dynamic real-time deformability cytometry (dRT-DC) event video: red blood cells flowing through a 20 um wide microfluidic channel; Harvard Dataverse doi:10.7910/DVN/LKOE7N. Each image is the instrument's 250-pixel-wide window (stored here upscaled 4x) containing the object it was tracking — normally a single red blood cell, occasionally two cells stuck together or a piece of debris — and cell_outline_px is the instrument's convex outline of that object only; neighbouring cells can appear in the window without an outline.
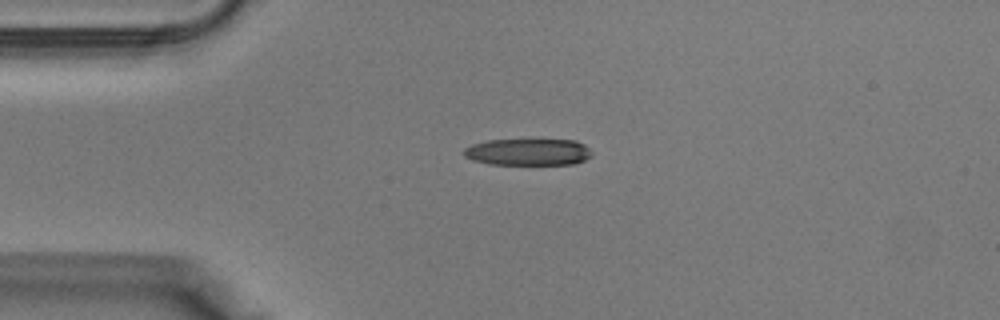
{"species": "Egyptian fruit bat (a non-hibernating species)", "species_latin": "Rousettus aegyptiacus", "temperature_condition": "warm", "stored_images_in_passage": 31, "camera_frame_rate_fps": 3000, "um_per_image_px": 0.085, "animal": {"sex": "male"}, "frame": {"image": 1, "passage_image": 1, "time_ms": 0.0, "image_size_px": [1000, 320], "cell_outline_px": [[592, 156], [584, 160], [572, 164], [488, 164], [472, 160], [464, 156], [464, 148], [472, 144], [484, 140], [576, 140], [584, 144], [592, 152]], "centroid_in_image_um": [44.87, 12.92], "position_along_channel_um": 40.1, "area_um2": 20.0}}
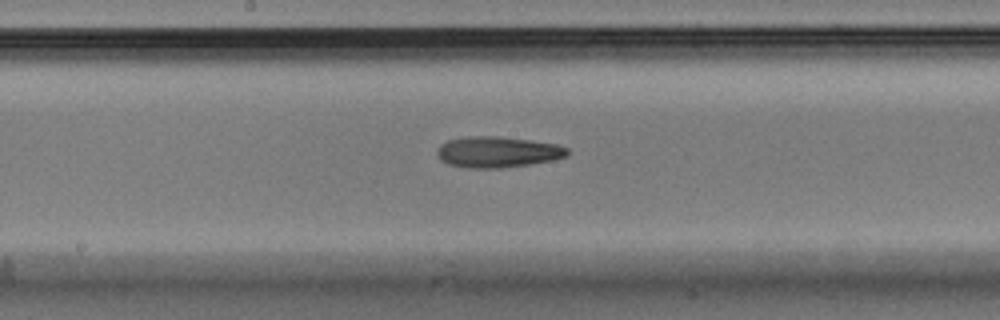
{"frame": {"image": 2, "passage_image": 12, "time_ms": 3.667, "image_size_px": [1000, 320], "cell_outline_px": [[568, 152], [564, 156], [552, 160], [528, 164], [500, 168], [468, 168], [448, 164], [440, 160], [436, 152], [436, 148], [440, 144], [448, 140], [468, 136], [496, 136], [532, 140], [556, 144], [568, 148]], "centroid_in_image_um": [42.23, 12.91], "position_along_channel_um": 206.0, "area_um2": 23.47}}
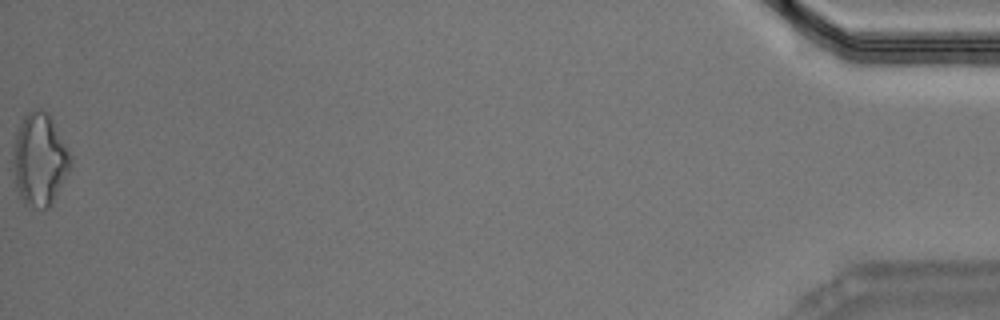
{"frame": {"image": 3, "passage_image": 31, "time_ms": 10.0, "image_size_px": [1000, 320], "cell_outline_px": [[72, 168], [52, 204], [48, 208], [44, 208], [24, 204], [20, 196], [16, 184], [12, 160], [12, 148], [16, 132], [20, 120], [28, 112], [40, 108], [52, 120], [72, 156]], "centroid_in_image_um": [3.37, 13.57], "position_along_channel_um": 431.8, "area_um2": 31.1}}